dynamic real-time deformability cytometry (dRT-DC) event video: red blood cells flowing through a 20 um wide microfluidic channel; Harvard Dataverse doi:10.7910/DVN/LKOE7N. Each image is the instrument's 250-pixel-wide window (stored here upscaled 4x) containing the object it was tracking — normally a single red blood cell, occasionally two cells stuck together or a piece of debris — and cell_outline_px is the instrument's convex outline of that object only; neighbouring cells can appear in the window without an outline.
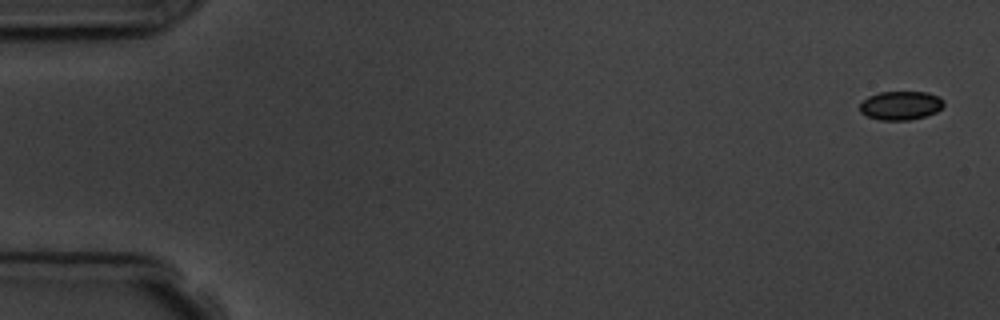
{"species": "common noctule bat (a hibernating species)", "species_latin": "Nyctalus noctula", "temperature_condition": "room temperature", "stored_images_in_passage": 14, "camera_frame_rate_fps": 3000, "um_per_image_px": 0.085, "animal": {"sex": "male", "body_mass_g": 19.5, "forearm_length_mm": 54.6}, "frame": {"image": 1, "passage_image": 1, "time_ms": 0.0, "image_size_px": [1000, 320], "cell_outline_px": [[944, 104], [936, 112], [924, 116], [908, 120], [880, 120], [868, 116], [860, 112], [860, 104], [868, 96], [880, 92], [928, 92], [940, 96], [944, 100]], "centroid_in_image_um": [76.57, 8.95], "position_along_channel_um": 8.4, "area_um2": 14.05}}
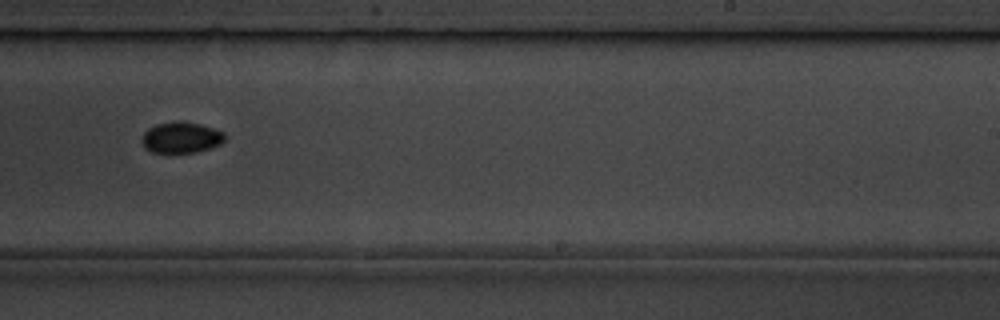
{"frame": {"image": 2, "passage_image": 10, "time_ms": 11.0, "image_size_px": [1000, 320], "cell_outline_px": [[224, 140], [220, 144], [196, 152], [172, 156], [168, 156], [152, 152], [144, 148], [140, 140], [144, 132], [148, 128], [156, 124], [180, 120], [200, 124], [224, 132]], "centroid_in_image_um": [15.32, 11.73], "position_along_channel_um": 273.7, "area_um2": 15.66}}